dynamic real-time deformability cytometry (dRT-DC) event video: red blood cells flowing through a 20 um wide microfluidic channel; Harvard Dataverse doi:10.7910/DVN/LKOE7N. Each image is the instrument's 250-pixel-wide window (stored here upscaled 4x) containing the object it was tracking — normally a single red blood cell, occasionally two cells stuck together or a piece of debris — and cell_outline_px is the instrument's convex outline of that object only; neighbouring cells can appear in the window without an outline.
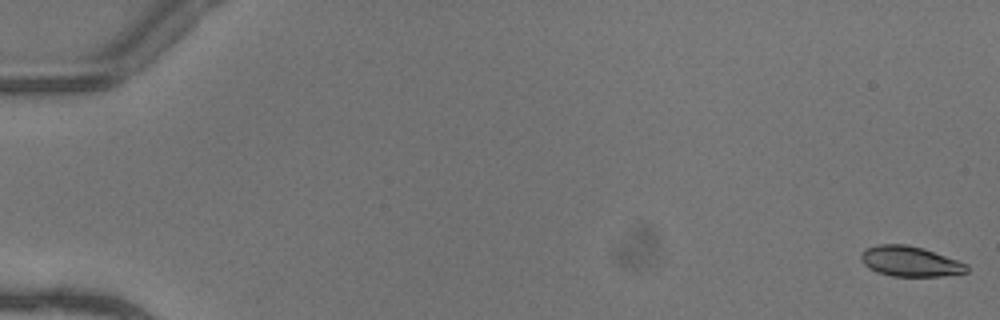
{"species": "common noctule bat (a hibernating species)", "species_latin": "Nyctalus noctula", "temperature_condition": "warm", "stored_images_in_passage": 28, "camera_frame_rate_fps": 3000, "um_per_image_px": 0.085, "animal": {"sex": "female"}, "frame": {"image": 1, "passage_image": 1, "time_ms": 0.0, "image_size_px": [1000, 320], "cell_outline_px": [[968, 272], [940, 276], [892, 276], [876, 272], [868, 268], [860, 260], [860, 252], [876, 244], [904, 244], [924, 248], [968, 264]], "centroid_in_image_um": [77.33, 22.21], "position_along_channel_um": 7.7, "area_um2": 18.73}}
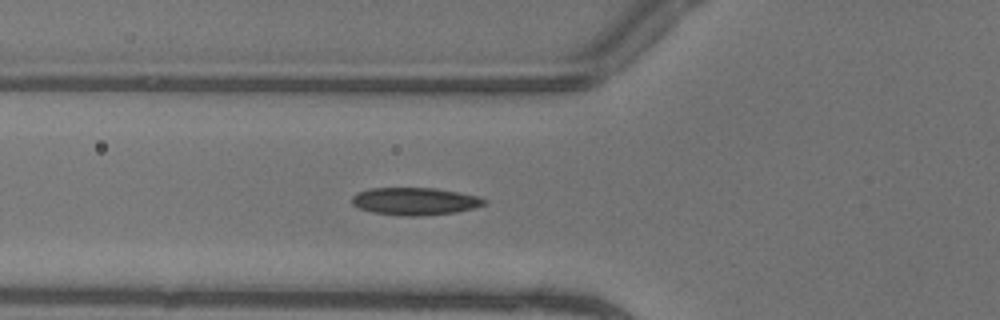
{"frame": {"image": 2, "passage_image": 20, "time_ms": 6.333, "image_size_px": [1000, 320], "cell_outline_px": [[488, 200], [484, 204], [472, 208], [456, 212], [420, 216], [400, 216], [372, 212], [360, 208], [352, 204], [352, 196], [356, 192], [368, 188], [436, 188], [460, 192], [476, 196]], "centroid_in_image_um": [35.23, 17.1], "position_along_channel_um": 90.6, "area_um2": 21.27}}
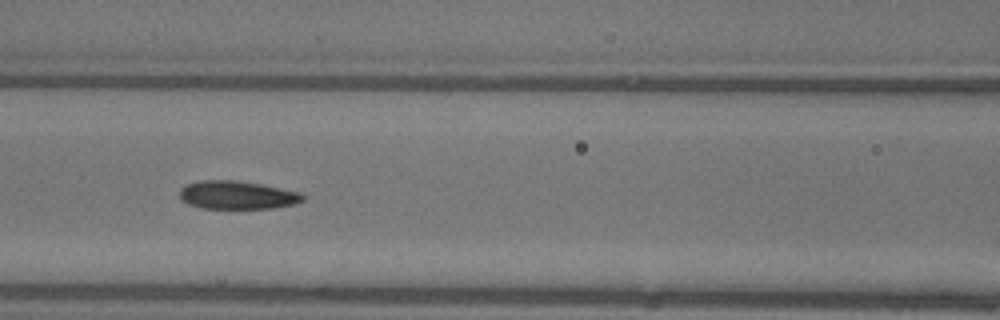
{"frame": {"image": 3, "passage_image": 24, "time_ms": 7.667, "image_size_px": [1000, 320], "cell_outline_px": [[304, 200], [292, 204], [272, 208], [200, 208], [188, 204], [180, 200], [180, 188], [188, 184], [200, 180], [236, 180], [260, 184], [300, 192], [304, 196]], "centroid_in_image_um": [20.12, 16.58], "position_along_channel_um": 146.5, "area_um2": 20.17}}